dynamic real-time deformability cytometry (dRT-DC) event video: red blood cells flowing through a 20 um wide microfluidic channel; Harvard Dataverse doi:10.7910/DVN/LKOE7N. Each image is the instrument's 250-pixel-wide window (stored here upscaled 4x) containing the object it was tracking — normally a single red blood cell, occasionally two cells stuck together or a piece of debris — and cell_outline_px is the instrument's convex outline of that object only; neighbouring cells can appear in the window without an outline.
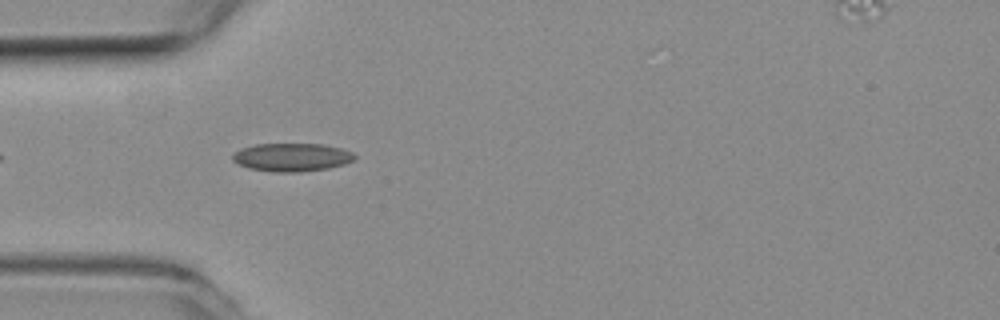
{"species": "common noctule bat (a hibernating species)", "species_latin": "Nyctalus noctula", "temperature_condition": "room temperature", "stored_images_in_passage": 10, "camera_frame_rate_fps": 3000, "um_per_image_px": 0.085, "animal": {"sex": "female", "body_mass_g": 19.3, "forearm_length_mm": 54.1}, "frame": {"image": 1, "passage_image": 2, "time_ms": 0.333, "image_size_px": [1000, 320], "cell_outline_px": [[356, 156], [352, 160], [344, 164], [328, 168], [300, 172], [272, 172], [248, 168], [232, 160], [232, 156], [240, 148], [256, 144], [324, 144], [340, 148], [352, 152]], "centroid_in_image_um": [24.79, 13.36], "position_along_channel_um": 60.2, "area_um2": 20.0}}
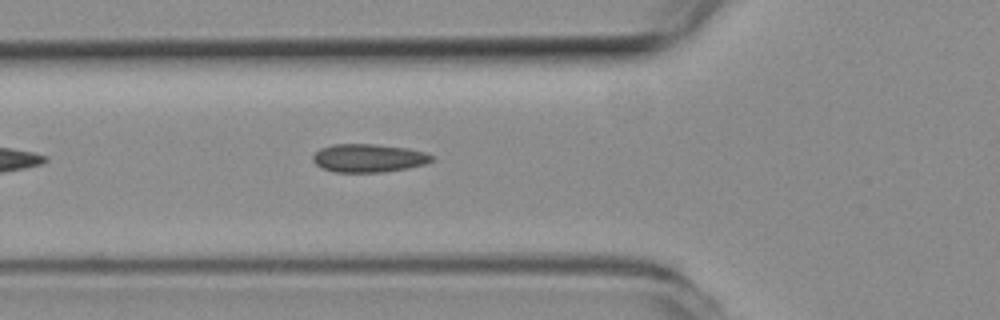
{"frame": {"image": 2, "passage_image": 5, "time_ms": 1.333, "image_size_px": [1000, 320], "cell_outline_px": [[432, 160], [428, 164], [408, 168], [384, 172], [336, 172], [320, 168], [312, 160], [312, 156], [320, 148], [332, 144], [376, 144], [408, 148], [424, 152], [432, 156]], "centroid_in_image_um": [31.31, 13.44], "position_along_channel_um": 94.5, "area_um2": 19.71}}